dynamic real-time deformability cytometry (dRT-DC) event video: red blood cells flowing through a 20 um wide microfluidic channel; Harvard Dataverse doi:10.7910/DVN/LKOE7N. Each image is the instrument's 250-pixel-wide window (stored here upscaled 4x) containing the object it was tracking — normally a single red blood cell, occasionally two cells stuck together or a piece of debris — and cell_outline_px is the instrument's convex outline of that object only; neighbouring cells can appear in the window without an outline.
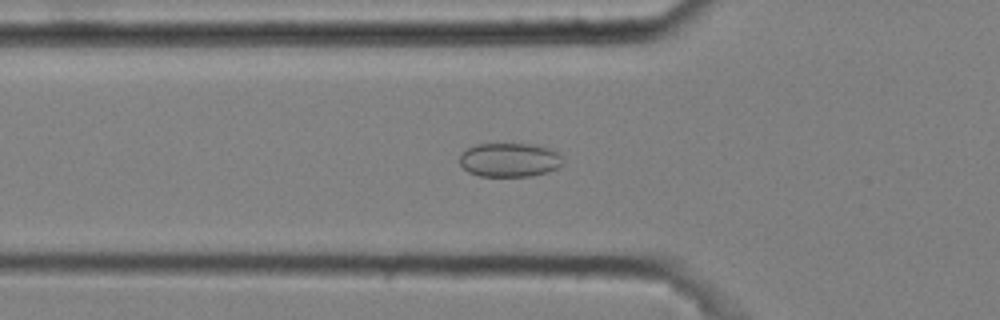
{"species": "common noctule bat (a hibernating species)", "species_latin": "Nyctalus noctula", "temperature_condition": "cold", "stored_images_in_passage": 53, "camera_frame_rate_fps": 3000, "um_per_image_px": 0.085, "animal": {"sex": "male", "body_mass_g": 20.4}, "frame": {"image": 1, "passage_image": 18, "time_ms": 5.667, "image_size_px": [1000, 320], "cell_outline_px": [[564, 164], [548, 172], [532, 176], [480, 176], [468, 172], [460, 164], [460, 152], [476, 144], [536, 144], [560, 152]], "centroid_in_image_um": [43.33, 13.59], "position_along_channel_um": 82.5, "area_um2": 20.69}}
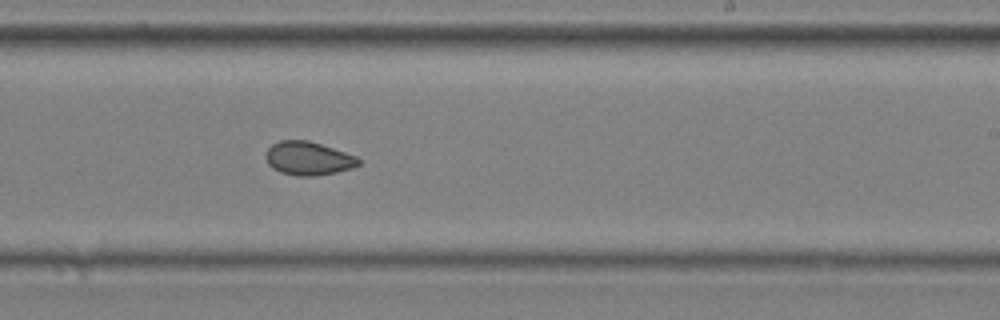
{"frame": {"image": 2, "passage_image": 33, "time_ms": 10.667, "image_size_px": [1000, 320], "cell_outline_px": [[360, 164], [352, 168], [336, 172], [316, 176], [296, 176], [280, 172], [272, 168], [268, 164], [264, 156], [268, 148], [272, 144], [280, 140], [308, 140], [356, 156], [360, 160]], "centroid_in_image_um": [26.17, 13.47], "position_along_channel_um": 262.8, "area_um2": 18.15}}
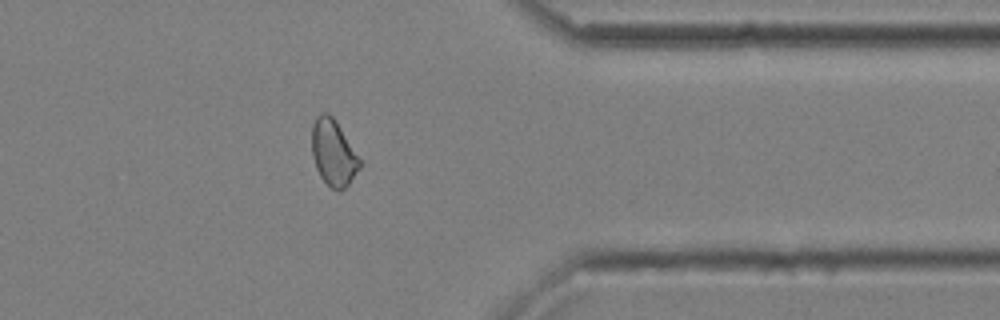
{"frame": {"image": 3, "passage_image": 44, "time_ms": 14.333, "image_size_px": [1000, 320], "cell_outline_px": [[360, 168], [348, 184], [340, 192], [332, 188], [320, 176], [316, 168], [312, 156], [312, 124], [316, 116], [320, 112], [328, 112], [332, 116], [360, 160]], "centroid_in_image_um": [28.3, 12.98], "position_along_channel_um": 383.1, "area_um2": 18.09}, "authors_computed_cell_mechanics": {"area_um2": 19.0162, "velocity_mm_per_s": 3.6055, "shape_relaxation_time_tau1_ms": 6.5808, "shape_relaxation_time_tau2_ms": 3.4089, "deformation_change_tau1": 0.0583, "deformation_change_tau2": 0.0618}}